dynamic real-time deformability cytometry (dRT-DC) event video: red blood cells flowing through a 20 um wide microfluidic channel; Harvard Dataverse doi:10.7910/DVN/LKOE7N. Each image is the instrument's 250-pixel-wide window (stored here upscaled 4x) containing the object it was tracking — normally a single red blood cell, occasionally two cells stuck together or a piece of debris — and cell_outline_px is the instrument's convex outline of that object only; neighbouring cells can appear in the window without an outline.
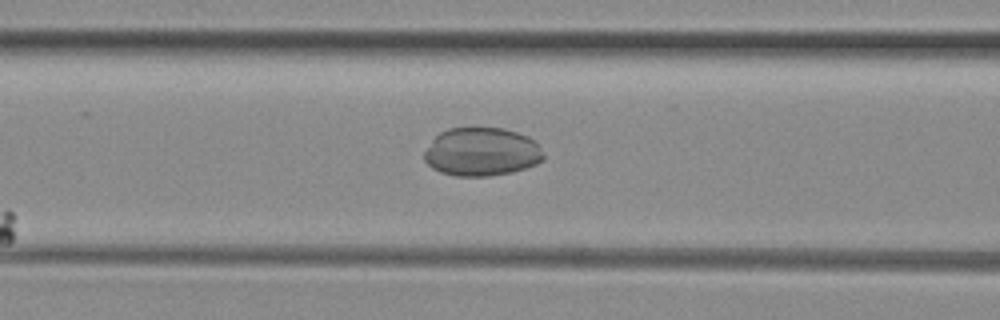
{"species": "common noctule bat (a hibernating species)", "species_latin": "Nyctalus noctula", "temperature_condition": "room temperature", "stored_images_in_passage": 40, "segment_of_instrument_passage": [1, 2], "camera_frame_rate_fps": 3000, "um_per_image_px": 0.085, "animal": {"sex": "female", "body_mass_g": 29.2, "forearm_length_mm": 56.3}, "frame": {"image": 1, "passage_image": 9, "time_ms": 2.667, "image_size_px": [1000, 320], "cell_outline_px": [[544, 160], [536, 164], [512, 172], [488, 176], [456, 176], [440, 172], [432, 168], [424, 160], [424, 152], [432, 140], [440, 132], [448, 128], [504, 128], [528, 136], [536, 144], [544, 156]], "centroid_in_image_um": [40.91, 12.91], "position_along_channel_um": 125.7, "area_um2": 33.52}}